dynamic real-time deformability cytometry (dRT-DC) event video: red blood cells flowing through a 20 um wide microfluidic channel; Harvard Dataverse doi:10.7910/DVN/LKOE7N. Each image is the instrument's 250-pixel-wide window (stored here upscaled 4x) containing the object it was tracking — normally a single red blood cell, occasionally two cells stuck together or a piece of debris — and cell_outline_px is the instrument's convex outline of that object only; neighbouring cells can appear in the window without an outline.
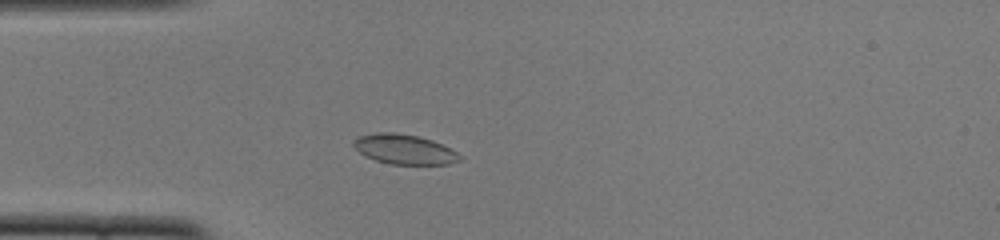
{"species": "common noctule bat (a hibernating species)", "species_latin": "Nyctalus noctula", "temperature_condition": "cold", "stored_images_in_passage": 45, "camera_frame_rate_fps": 3000, "um_per_image_px": 0.085, "animal": {"sex": "female", "body_mass_g": 22.0, "forearm_length_mm": 56.7}, "frame": {"image": 1, "passage_image": 7, "time_ms": 2.0, "image_size_px": [1000, 240], "cell_outline_px": [[460, 160], [448, 164], [392, 164], [376, 160], [364, 156], [352, 144], [352, 140], [360, 136], [376, 132], [396, 132], [416, 136], [432, 140], [456, 152], [460, 156]], "centroid_in_image_um": [34.32, 12.68], "position_along_channel_um": 50.7, "area_um2": 18.21}}
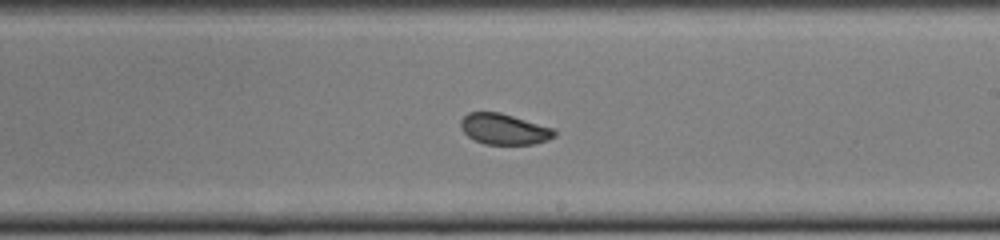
{"frame": {"image": 2, "passage_image": 23, "time_ms": 7.333, "image_size_px": [1000, 240], "cell_outline_px": [[556, 136], [548, 140], [532, 144], [484, 144], [468, 136], [460, 128], [460, 120], [468, 112], [500, 112], [552, 128], [556, 132]], "centroid_in_image_um": [42.82, 10.97], "position_along_channel_um": 246.2, "area_um2": 16.7}}
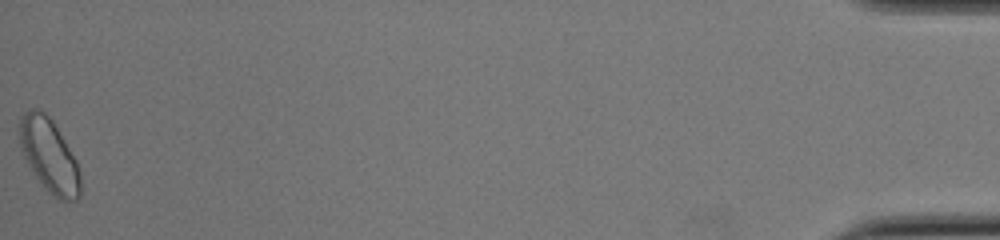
{"frame": {"image": 3, "passage_image": 45, "time_ms": 14.667, "image_size_px": [1000, 240], "cell_outline_px": [[80, 196], [76, 200], [56, 200], [48, 192], [36, 176], [28, 164], [20, 148], [20, 116], [28, 108], [40, 108], [52, 120], [76, 160], [80, 172]], "centroid_in_image_um": [4.18, 13.21], "position_along_channel_um": 431.0, "area_um2": 25.95}, "authors_computed_cell_mechanics": {"area_um2": 18.0914, "velocity_mm_per_s": 3.8437, "shape_relaxation_time_tau1_ms": 2.8887, "shape_relaxation_time_tau2_ms": null, "deformation_change_tau1": 0.0699, "deformation_change_tau2": null}}